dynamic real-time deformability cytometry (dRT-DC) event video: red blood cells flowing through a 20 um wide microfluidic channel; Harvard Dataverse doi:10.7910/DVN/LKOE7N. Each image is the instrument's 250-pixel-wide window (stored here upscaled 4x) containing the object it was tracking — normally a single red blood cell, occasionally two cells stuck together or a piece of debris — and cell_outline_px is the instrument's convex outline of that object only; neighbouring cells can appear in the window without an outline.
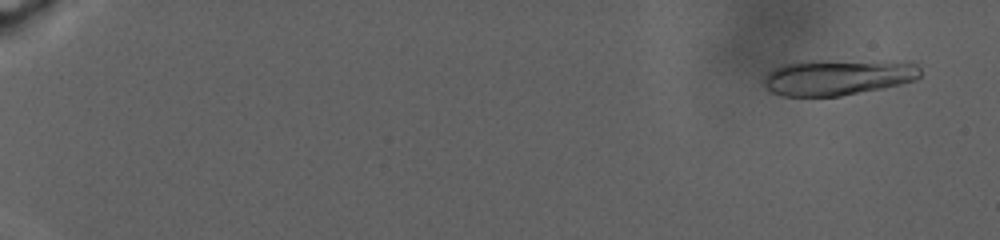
{"species": "human", "species_latin": "Homo sapiens", "temperature_condition": "warm", "stored_images_in_passage": 47, "camera_frame_rate_fps": 3000, "um_per_image_px": 0.085, "donor": {"sex": "male"}, "frame": {"image": 1, "passage_image": 3, "time_ms": 1.667, "image_size_px": [1000, 240], "cell_outline_px": [[920, 76], [916, 80], [884, 88], [840, 96], [784, 96], [772, 92], [764, 84], [764, 76], [768, 72], [784, 64], [796, 60], [912, 60], [920, 68]], "centroid_in_image_um": [71.29, 6.52], "position_along_channel_um": 13.7, "area_um2": 33.64}}
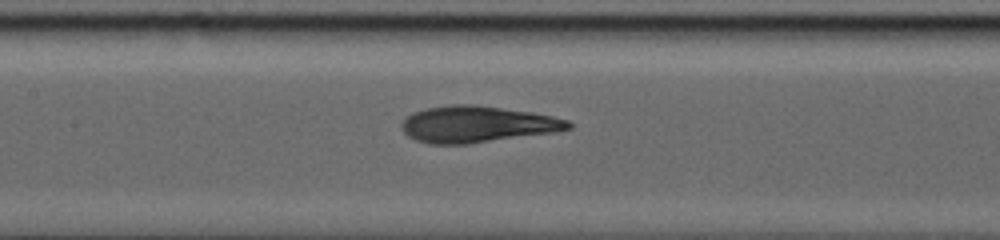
{"frame": {"image": 2, "passage_image": 23, "time_ms": 18.0, "image_size_px": [1000, 240], "cell_outline_px": [[572, 128], [556, 132], [468, 144], [432, 144], [416, 140], [408, 136], [400, 128], [400, 124], [412, 112], [424, 108], [452, 104], [476, 104], [532, 112], [552, 116], [568, 120], [572, 124]], "centroid_in_image_um": [40.55, 10.55], "position_along_channel_um": 166.9, "area_um2": 35.66}}
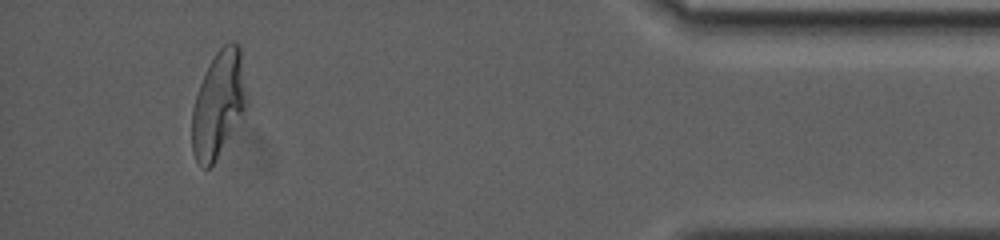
{"frame": {"image": 3, "passage_image": 42, "time_ms": 31.333, "image_size_px": [1000, 240], "cell_outline_px": [[248, 108], [212, 164], [208, 168], [200, 168], [192, 152], [192, 108], [200, 84], [208, 64], [216, 52], [228, 40], [232, 40], [240, 44], [248, 96]], "centroid_in_image_um": [18.6, 8.8], "position_along_channel_um": 416.6, "area_um2": 34.33}}